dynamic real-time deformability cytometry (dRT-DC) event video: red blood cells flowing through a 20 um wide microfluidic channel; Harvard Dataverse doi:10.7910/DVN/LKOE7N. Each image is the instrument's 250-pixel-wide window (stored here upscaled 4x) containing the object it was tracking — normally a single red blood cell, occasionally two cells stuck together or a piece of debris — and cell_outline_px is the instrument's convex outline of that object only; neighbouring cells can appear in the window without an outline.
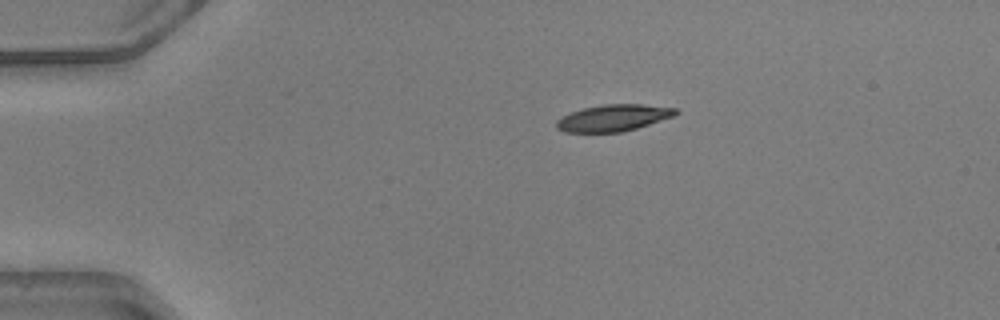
{"species": "common noctule bat (a hibernating species)", "species_latin": "Nyctalus noctula", "temperature_condition": "warm", "stored_images_in_passage": 18, "camera_frame_rate_fps": 3000, "um_per_image_px": 0.085, "animal": {"sex": "male", "body_mass_g": 20.5, "forearm_length_mm": 52.5}, "frame": {"image": 1, "passage_image": 1, "time_ms": 0.0, "image_size_px": [1000, 320], "cell_outline_px": [[680, 112], [676, 116], [636, 128], [620, 132], [564, 132], [556, 128], [556, 120], [572, 112], [584, 108], [604, 104], [644, 104], [676, 108]], "centroid_in_image_um": [52.18, 10.01], "position_along_channel_um": 32.8, "area_um2": 18.5}}